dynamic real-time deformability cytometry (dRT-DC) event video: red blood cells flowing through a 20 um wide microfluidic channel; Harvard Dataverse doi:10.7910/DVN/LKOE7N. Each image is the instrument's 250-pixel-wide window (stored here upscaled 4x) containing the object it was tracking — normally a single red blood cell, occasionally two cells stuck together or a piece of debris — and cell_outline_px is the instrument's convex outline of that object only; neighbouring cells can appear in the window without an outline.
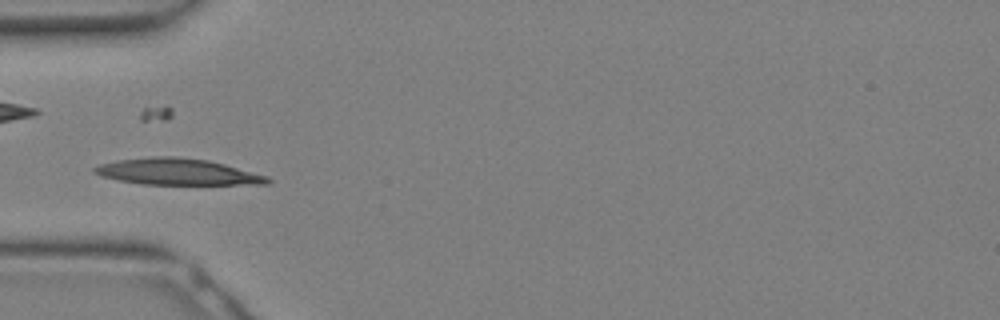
{"species": "Egyptian fruit bat (a non-hibernating species)", "species_latin": "Rousettus aegyptiacus", "temperature_condition": "warm", "stored_images_in_passage": 27, "camera_frame_rate_fps": 3000, "um_per_image_px": 0.085, "animal": {"sex": "female"}, "frame": {"image": 1, "passage_image": 6, "time_ms": 1.667, "image_size_px": [1000, 320], "cell_outline_px": [[272, 180], [268, 184], [140, 184], [100, 176], [92, 172], [92, 168], [100, 164], [116, 160], [152, 156], [176, 156], [208, 160], [224, 164], [268, 176]], "centroid_in_image_um": [15.05, 14.59], "position_along_channel_um": 70.0, "area_um2": 26.59}}
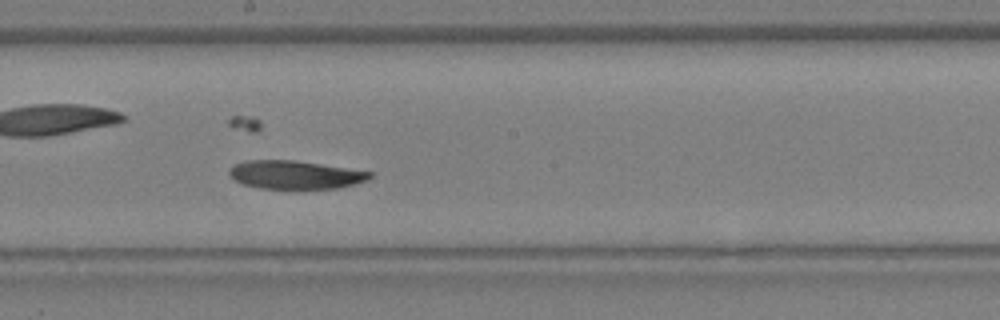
{"frame": {"image": 2, "passage_image": 13, "time_ms": 4.0, "image_size_px": [1000, 320], "cell_outline_px": [[372, 176], [368, 180], [340, 188], [260, 188], [244, 184], [236, 180], [228, 172], [228, 168], [236, 164], [248, 160], [296, 160], [372, 172]], "centroid_in_image_um": [25.1, 14.85], "position_along_channel_um": 223.1, "area_um2": 22.95}}
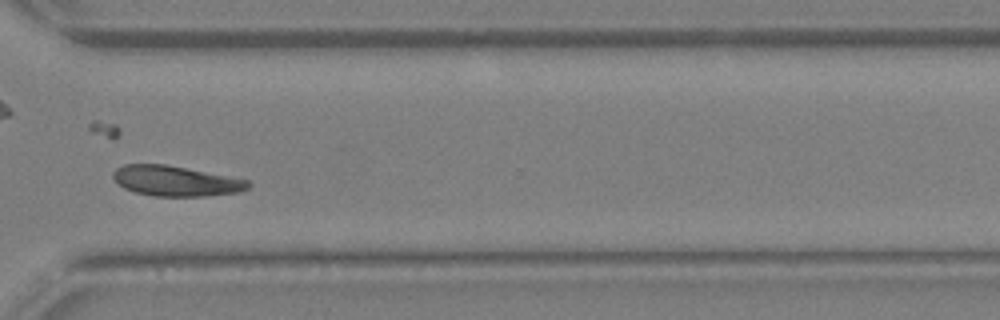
{"frame": {"image": 3, "passage_image": 19, "time_ms": 6.0, "image_size_px": [1000, 320], "cell_outline_px": [[252, 184], [248, 188], [240, 192], [204, 196], [156, 196], [136, 192], [124, 188], [112, 176], [112, 172], [116, 168], [124, 164], [164, 164], [248, 180]], "centroid_in_image_um": [14.93, 15.38], "position_along_channel_um": 355.7, "area_um2": 23.52}}